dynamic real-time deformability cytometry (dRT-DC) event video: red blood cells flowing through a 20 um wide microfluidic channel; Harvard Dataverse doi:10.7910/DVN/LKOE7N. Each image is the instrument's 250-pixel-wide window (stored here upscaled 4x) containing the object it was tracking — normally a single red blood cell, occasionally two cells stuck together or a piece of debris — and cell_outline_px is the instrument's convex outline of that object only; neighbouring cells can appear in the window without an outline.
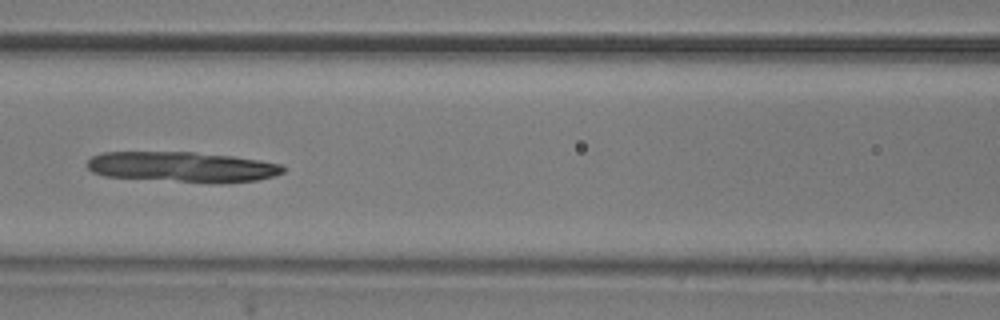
{"species": "common noctule bat (a hibernating species)", "species_latin": "Nyctalus noctula", "temperature_condition": "room temperature", "stored_images_in_passage": 7, "camera_frame_rate_fps": 3000, "um_per_image_px": 0.085, "animal": {"sex": "male", "body_mass_g": 20.5, "forearm_length_mm": 52.5}, "frame": {"image": 1, "passage_image": 7, "time_ms": 7.0, "image_size_px": [1000, 320], "cell_outline_px": [[284, 172], [272, 176], [256, 180], [180, 180], [104, 176], [92, 172], [84, 164], [92, 156], [104, 152], [196, 152], [232, 156], [260, 160], [284, 164]], "centroid_in_image_um": [15.42, 14.13], "position_along_channel_um": 151.2, "area_um2": 33.29}}